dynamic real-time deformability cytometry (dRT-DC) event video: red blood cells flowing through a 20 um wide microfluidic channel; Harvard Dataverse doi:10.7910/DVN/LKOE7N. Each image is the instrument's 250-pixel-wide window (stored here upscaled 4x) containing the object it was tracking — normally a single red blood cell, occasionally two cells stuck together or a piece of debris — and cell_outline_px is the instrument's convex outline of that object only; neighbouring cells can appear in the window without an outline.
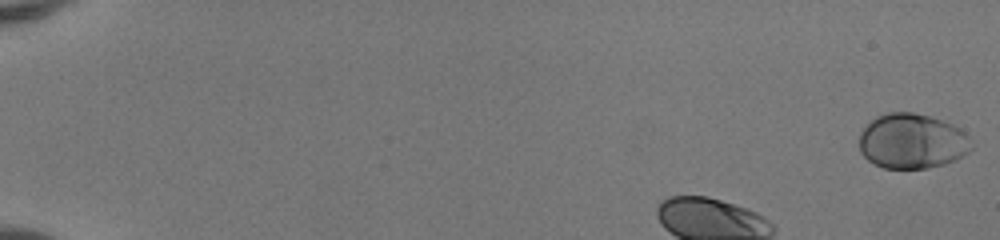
{"species": "human", "species_latin": "Homo sapiens", "temperature_condition": "room temperature", "stored_images_in_passage": 45, "camera_frame_rate_fps": 3000, "um_per_image_px": 0.085, "donor": {"sex": "female"}, "frame": {"image": 1, "passage_image": 1, "time_ms": 0.0, "image_size_px": [1000, 240], "cell_outline_px": [[972, 148], [968, 152], [956, 160], [944, 164], [928, 168], [884, 168], [868, 160], [860, 152], [860, 132], [876, 116], [888, 112], [912, 112], [928, 116], [952, 124], [960, 128], [968, 136]], "centroid_in_image_um": [77.52, 12.0], "position_along_channel_um": 7.5, "area_um2": 35.84}}
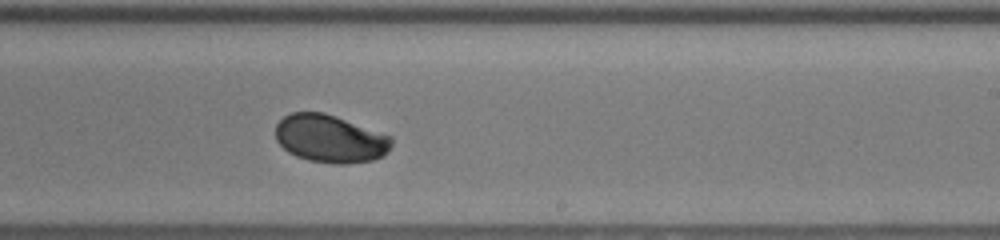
{"frame": {"image": 2, "passage_image": 27, "time_ms": 8.667, "image_size_px": [1000, 240], "cell_outline_px": [[392, 144], [384, 156], [372, 160], [348, 164], [336, 164], [308, 160], [296, 156], [288, 152], [276, 140], [276, 124], [284, 116], [292, 112], [324, 112], [336, 116], [392, 136]], "centroid_in_image_um": [28.06, 11.79], "position_along_channel_um": 260.9, "area_um2": 32.43}}
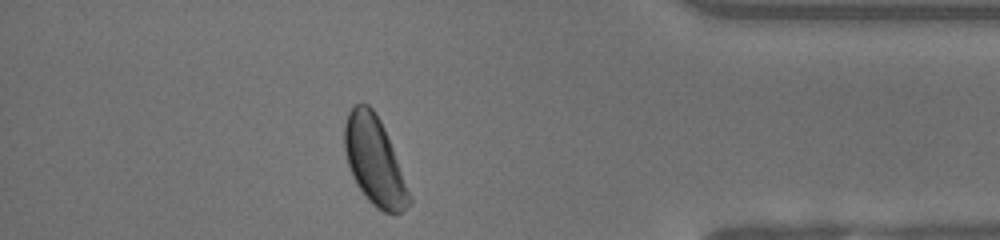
{"frame": {"image": 3, "passage_image": 39, "time_ms": 12.667, "image_size_px": [1000, 240], "cell_outline_px": [[412, 204], [400, 212], [384, 212], [376, 208], [368, 200], [356, 184], [352, 176], [344, 152], [344, 124], [348, 112], [356, 104], [368, 104], [376, 112], [384, 128], [412, 196]], "centroid_in_image_um": [31.82, 13.69], "position_along_channel_um": 403.4, "area_um2": 33.18}, "authors_computed_cell_mechanics": {"area_um2": 32.079, "velocity_mm_per_s": 4.155, "shape_relaxation_time_tau1_ms": 2.6277, "shape_relaxation_time_tau2_ms": null, "deformation_change_tau1": 0.1129, "deformation_change_tau2": null}}